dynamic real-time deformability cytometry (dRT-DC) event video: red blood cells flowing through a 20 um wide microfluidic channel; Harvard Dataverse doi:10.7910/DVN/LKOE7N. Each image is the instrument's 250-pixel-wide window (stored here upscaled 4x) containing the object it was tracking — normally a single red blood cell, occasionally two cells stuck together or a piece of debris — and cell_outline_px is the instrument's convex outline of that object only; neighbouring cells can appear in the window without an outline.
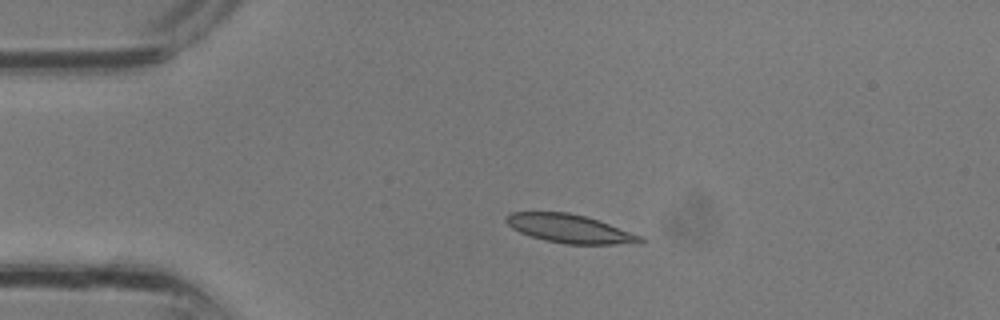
{"species": "common noctule bat (a hibernating species)", "species_latin": "Nyctalus noctula", "temperature_condition": "room temperature", "stored_images_in_passage": 26, "camera_frame_rate_fps": 3000, "um_per_image_px": 0.085, "animal": {"sex": "male", "body_mass_g": 13.3}, "frame": {"image": 1, "passage_image": 1, "time_ms": 0.0, "image_size_px": [1000, 320], "cell_outline_px": [[648, 240], [640, 244], [564, 244], [544, 240], [520, 232], [512, 228], [504, 220], [504, 216], [512, 212], [568, 212], [584, 216], [644, 236]], "centroid_in_image_um": [48.47, 19.45], "position_along_channel_um": 36.5, "area_um2": 22.37}}
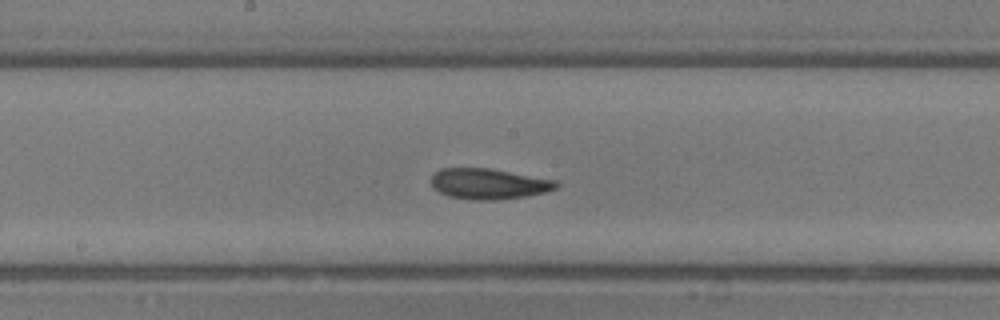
{"frame": {"image": 2, "passage_image": 11, "time_ms": 3.333, "image_size_px": [1000, 320], "cell_outline_px": [[560, 184], [556, 188], [544, 192], [528, 196], [492, 200], [472, 200], [448, 196], [432, 188], [432, 176], [440, 168], [492, 168], [556, 180]], "centroid_in_image_um": [41.54, 15.62], "position_along_channel_um": 206.7, "area_um2": 22.43}}
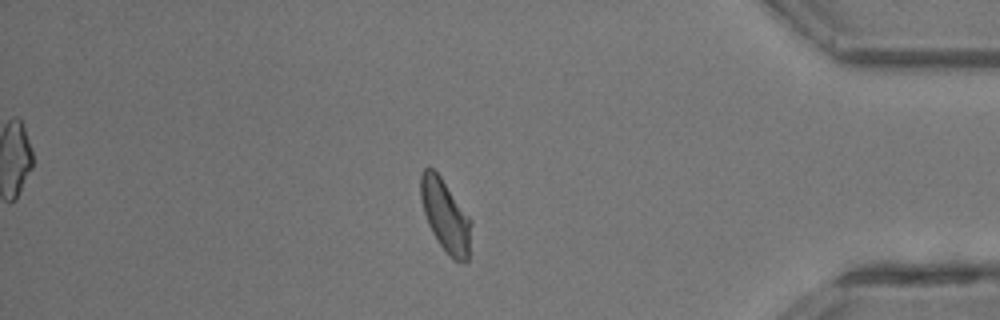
{"frame": {"image": 3, "passage_image": 22, "time_ms": 7.0, "image_size_px": [1000, 320], "cell_outline_px": [[472, 224], [468, 260], [452, 260], [440, 244], [432, 232], [428, 224], [424, 212], [420, 196], [420, 176], [424, 168], [428, 164], [440, 176], [472, 220]], "centroid_in_image_um": [37.85, 18.31], "position_along_channel_um": 397.3, "area_um2": 21.15}}